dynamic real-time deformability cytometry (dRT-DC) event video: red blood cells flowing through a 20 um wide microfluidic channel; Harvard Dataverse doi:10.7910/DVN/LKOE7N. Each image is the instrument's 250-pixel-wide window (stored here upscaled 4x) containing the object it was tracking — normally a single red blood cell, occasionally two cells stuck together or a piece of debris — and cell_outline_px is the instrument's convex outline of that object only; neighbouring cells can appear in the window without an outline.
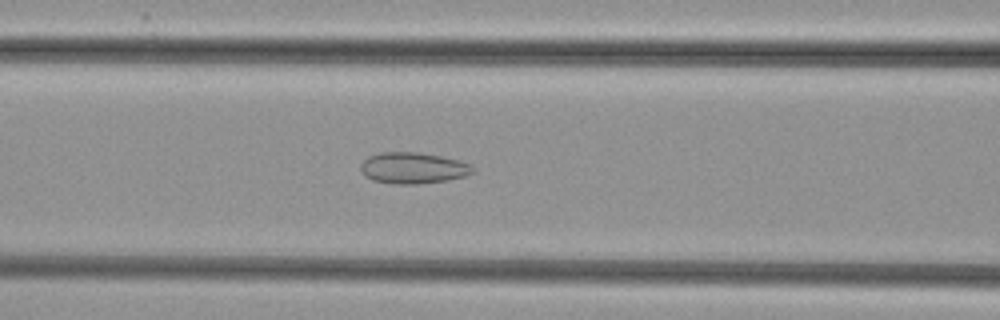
{"species": "common noctule bat (a hibernating species)", "species_latin": "Nyctalus noctula", "temperature_condition": "cold", "stored_images_in_passage": 52, "camera_frame_rate_fps": 3000, "um_per_image_px": 0.085, "animal": {"sex": "female", "body_mass_g": 29.2, "forearm_length_mm": 56.3}, "frame": {"image": 1, "passage_image": 22, "time_ms": 7.0, "image_size_px": [1000, 320], "cell_outline_px": [[476, 172], [464, 176], [448, 180], [416, 184], [392, 184], [372, 180], [364, 176], [360, 168], [360, 164], [368, 156], [380, 152], [416, 152], [440, 156], [460, 160], [472, 164]], "centroid_in_image_um": [35.11, 14.28], "position_along_channel_um": 131.5, "area_um2": 20.63}}
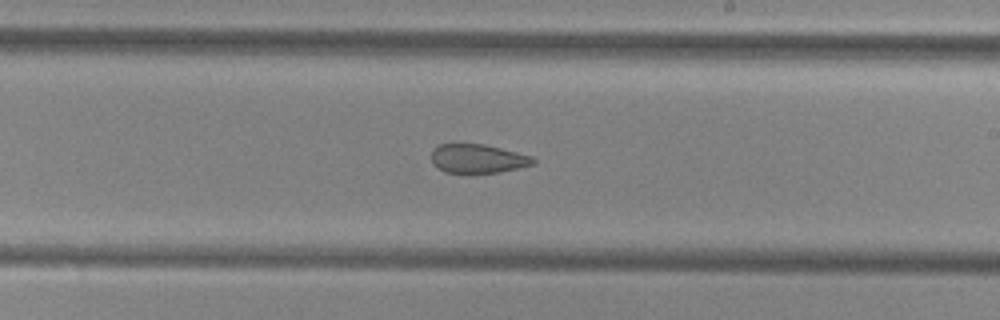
{"frame": {"image": 2, "passage_image": 31, "time_ms": 10.0, "image_size_px": [1000, 320], "cell_outline_px": [[536, 164], [500, 172], [472, 176], [444, 172], [432, 164], [432, 148], [436, 144], [484, 144], [532, 156], [536, 160]], "centroid_in_image_um": [40.58, 13.53], "position_along_channel_um": 248.4, "area_um2": 17.92}}
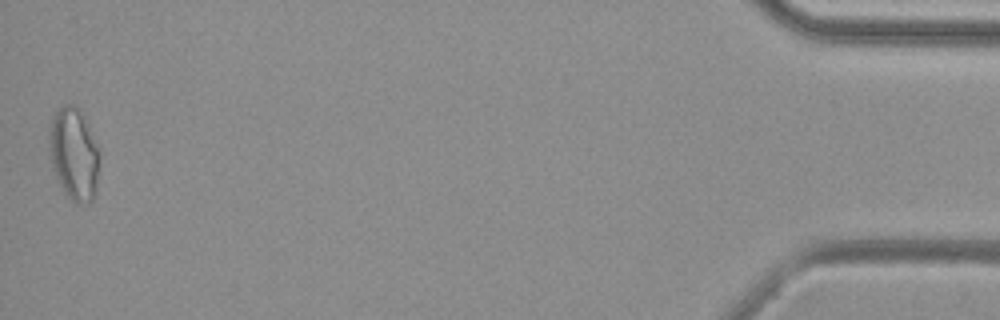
{"frame": {"image": 3, "passage_image": 52, "time_ms": 17.0, "image_size_px": [1000, 320], "cell_outline_px": [[100, 156], [96, 196], [88, 204], [76, 204], [64, 196], [52, 168], [48, 156], [48, 132], [52, 116], [64, 104], [76, 104], [80, 108], [84, 116], [100, 152]], "centroid_in_image_um": [6.27, 13.13], "position_along_channel_um": 428.9, "area_um2": 28.21}}